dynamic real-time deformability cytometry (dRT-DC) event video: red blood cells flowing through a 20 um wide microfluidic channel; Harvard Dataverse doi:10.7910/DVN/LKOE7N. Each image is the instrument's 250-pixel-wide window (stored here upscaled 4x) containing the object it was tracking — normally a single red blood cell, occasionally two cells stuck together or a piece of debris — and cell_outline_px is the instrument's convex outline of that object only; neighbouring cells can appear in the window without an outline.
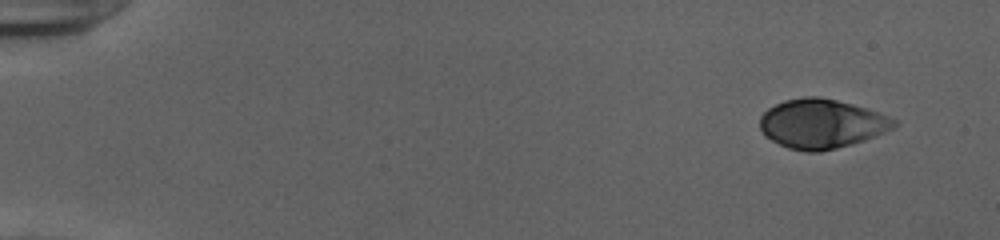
{"species": "human", "species_latin": "Homo sapiens", "temperature_condition": "cold", "stored_images_in_passage": 50, "camera_frame_rate_fps": 3000, "um_per_image_px": 0.085, "donor": {"sex": "female"}, "frame": {"image": 1, "passage_image": 1, "time_ms": 0.0, "image_size_px": [1000, 240], "cell_outline_px": [[896, 124], [892, 128], [884, 132], [864, 140], [852, 144], [820, 152], [808, 152], [788, 148], [764, 136], [760, 128], [760, 116], [768, 108], [784, 100], [804, 96], [816, 96], [836, 100], [852, 104], [888, 116], [896, 120]], "centroid_in_image_um": [69.79, 10.52], "position_along_channel_um": 15.2, "area_um2": 38.26}}
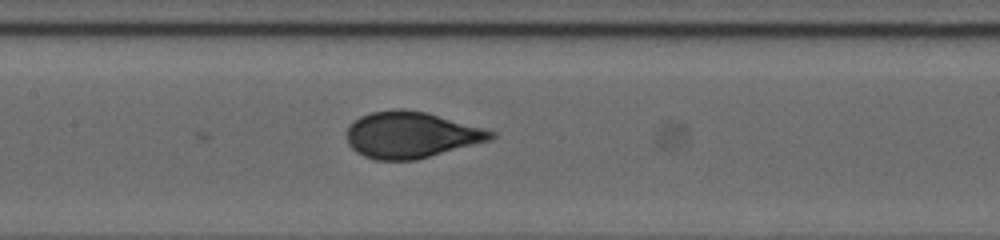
{"frame": {"image": 2, "passage_image": 24, "time_ms": 7.667, "image_size_px": [1000, 240], "cell_outline_px": [[496, 136], [492, 140], [416, 160], [376, 160], [364, 156], [356, 152], [348, 144], [348, 128], [360, 116], [372, 112], [396, 108], [400, 108], [428, 112], [484, 128], [496, 132]], "centroid_in_image_um": [34.98, 11.46], "position_along_channel_um": 172.4, "area_um2": 39.02}}
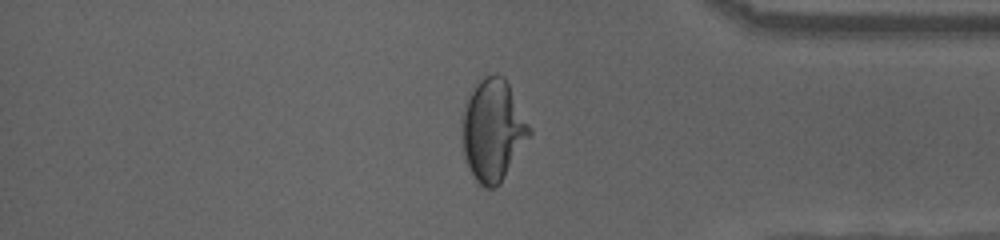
{"frame": {"image": 3, "passage_image": 42, "time_ms": 13.667, "image_size_px": [1000, 240], "cell_outline_px": [[532, 132], [500, 184], [492, 188], [484, 188], [472, 176], [468, 168], [464, 156], [460, 136], [460, 116], [468, 92], [484, 76], [492, 72], [496, 72], [504, 76], [532, 128]], "centroid_in_image_um": [41.84, 11.03], "position_along_channel_um": 393.4, "area_um2": 40.81}, "authors_computed_cell_mechanics": {"area_um2": 38.6393, "velocity_mm_per_s": 3.9433, "shape_relaxation_time_tau1_ms": 5.6247, "shape_relaxation_time_tau2_ms": null, "deformation_change_tau1": 0.2312, "deformation_change_tau2": null}}